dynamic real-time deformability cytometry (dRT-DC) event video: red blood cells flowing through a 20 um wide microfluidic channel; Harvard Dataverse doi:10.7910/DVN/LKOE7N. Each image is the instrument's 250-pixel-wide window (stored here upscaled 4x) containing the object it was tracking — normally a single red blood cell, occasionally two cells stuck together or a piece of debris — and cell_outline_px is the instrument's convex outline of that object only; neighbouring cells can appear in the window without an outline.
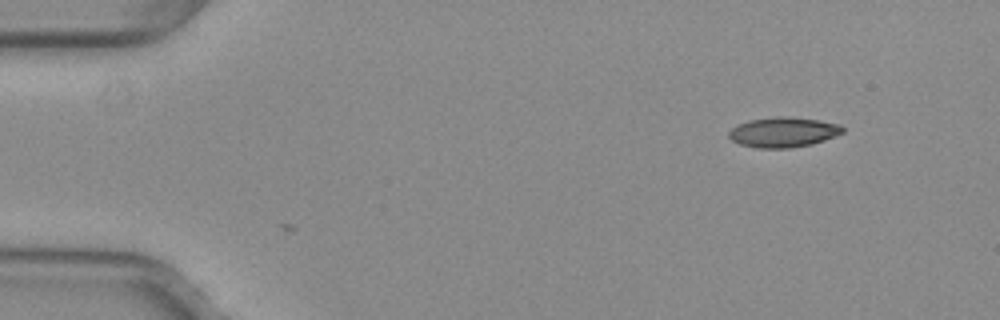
{"species": "common noctule bat (a hibernating species)", "species_latin": "Nyctalus noctula", "temperature_condition": "warm", "stored_images_in_passage": 3, "camera_frame_rate_fps": 3000, "um_per_image_px": 0.085, "animal": {"sex": "female", "body_mass_g": 29.2, "forearm_length_mm": 56.3}, "frame": {"image": 1, "passage_image": 3, "time_ms": 0.667, "image_size_px": [1000, 320], "cell_outline_px": [[844, 132], [824, 140], [812, 144], [788, 148], [756, 148], [740, 144], [732, 140], [728, 136], [728, 132], [736, 124], [748, 120], [776, 116], [784, 116], [816, 120], [840, 124], [844, 128]], "centroid_in_image_um": [66.54, 11.23], "position_along_channel_um": 18.5, "area_um2": 19.94}}